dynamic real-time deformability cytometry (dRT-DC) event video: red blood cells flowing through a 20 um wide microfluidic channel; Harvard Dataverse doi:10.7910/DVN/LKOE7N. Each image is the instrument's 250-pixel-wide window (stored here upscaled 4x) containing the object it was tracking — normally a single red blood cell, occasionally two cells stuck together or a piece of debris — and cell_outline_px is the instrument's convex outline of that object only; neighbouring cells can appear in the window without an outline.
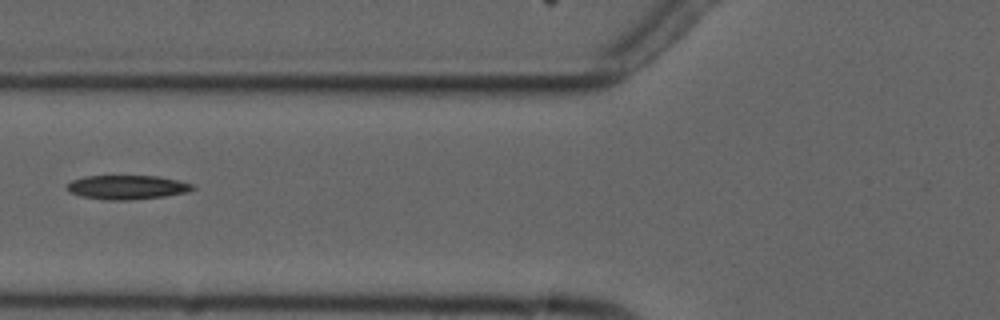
{"species": "common noctule bat (a hibernating species)", "species_latin": "Nyctalus noctula", "temperature_condition": "cold", "stored_images_in_passage": 4, "camera_frame_rate_fps": 3000, "um_per_image_px": 0.085, "animal": {"sex": "male", "forearm_length_mm": 52.5}, "frame": {"image": 1, "passage_image": 4, "time_ms": 3.333, "image_size_px": [1000, 320], "cell_outline_px": [[196, 188], [188, 192], [164, 196], [132, 200], [112, 200], [80, 196], [68, 192], [64, 188], [72, 180], [84, 176], [160, 176], [192, 184]], "centroid_in_image_um": [10.77, 15.91], "position_along_channel_um": 115.0, "area_um2": 17.69}}